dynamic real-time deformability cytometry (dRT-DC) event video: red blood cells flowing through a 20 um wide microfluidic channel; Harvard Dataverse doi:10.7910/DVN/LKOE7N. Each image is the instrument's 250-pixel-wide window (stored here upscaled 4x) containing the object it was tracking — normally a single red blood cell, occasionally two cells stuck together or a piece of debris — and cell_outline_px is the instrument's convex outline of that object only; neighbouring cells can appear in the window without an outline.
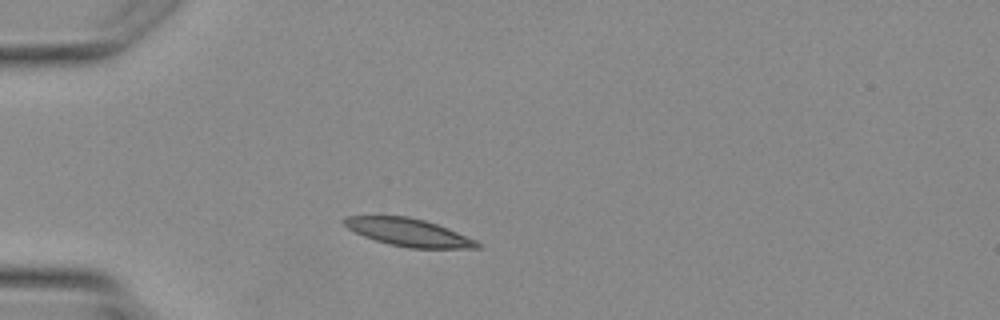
{"species": "Egyptian fruit bat (a non-hibernating species)", "species_latin": "Rousettus aegyptiacus", "temperature_condition": "warm", "stored_images_in_passage": 1, "camera_frame_rate_fps": 3000, "um_per_image_px": 0.085, "animal": {"sex": "female"}, "frame": {"image": 1, "passage_image": 1, "time_ms": 0.0, "image_size_px": [1000, 320], "cell_outline_px": [[480, 248], [408, 248], [388, 244], [364, 236], [348, 228], [340, 220], [344, 216], [408, 216], [424, 220], [448, 228], [476, 240], [480, 244]], "centroid_in_image_um": [34.71, 19.75], "position_along_channel_um": 50.3, "area_um2": 21.39}}